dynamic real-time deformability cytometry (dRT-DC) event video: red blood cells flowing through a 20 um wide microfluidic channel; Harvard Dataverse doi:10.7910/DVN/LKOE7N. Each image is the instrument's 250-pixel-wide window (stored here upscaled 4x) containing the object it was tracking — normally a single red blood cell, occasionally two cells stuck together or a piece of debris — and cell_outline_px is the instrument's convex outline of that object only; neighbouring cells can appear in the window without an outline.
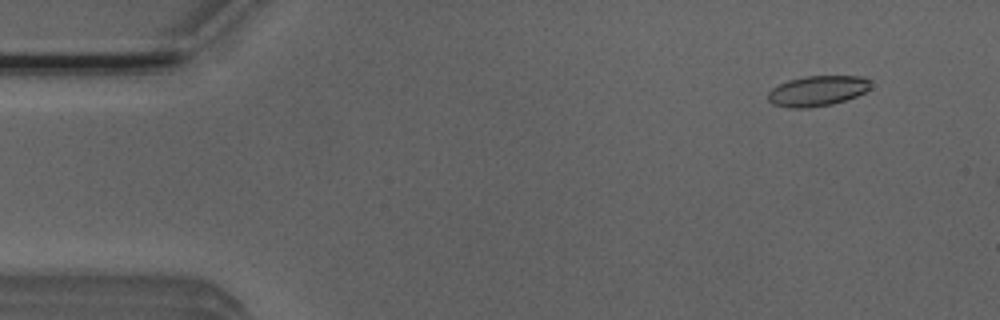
{"species": "Egyptian fruit bat (a non-hibernating species)", "species_latin": "Rousettus aegyptiacus", "temperature_condition": "room temperature", "stored_images_in_passage": 11, "camera_frame_rate_fps": 3000, "um_per_image_px": 0.085, "animal": {"sex": "male"}, "frame": {"image": 1, "passage_image": 5, "time_ms": 1.333, "image_size_px": [1000, 320], "cell_outline_px": [[868, 88], [864, 92], [856, 96], [832, 104], [808, 108], [788, 108], [772, 104], [768, 100], [768, 92], [772, 88], [788, 80], [808, 76], [860, 76], [868, 80]], "centroid_in_image_um": [69.41, 7.74], "position_along_channel_um": 15.6, "area_um2": 17.92}}